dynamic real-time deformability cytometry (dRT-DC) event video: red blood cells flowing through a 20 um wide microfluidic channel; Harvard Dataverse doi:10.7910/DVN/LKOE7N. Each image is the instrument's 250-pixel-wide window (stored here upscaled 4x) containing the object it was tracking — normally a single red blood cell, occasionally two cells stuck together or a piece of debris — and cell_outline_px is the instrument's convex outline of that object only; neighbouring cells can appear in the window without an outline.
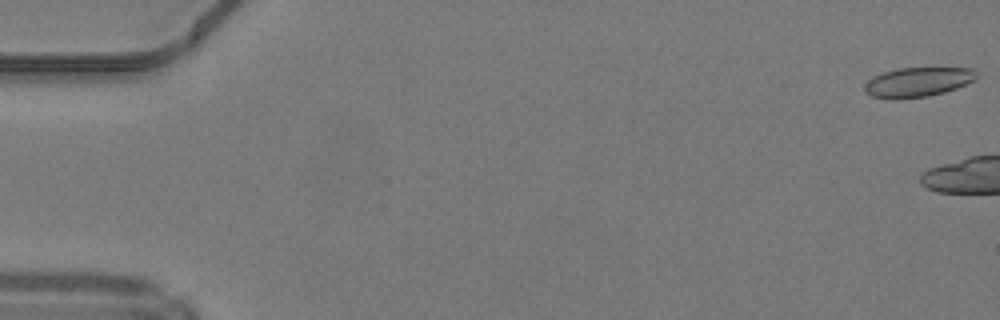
{"species": "common noctule bat (a hibernating species)", "species_latin": "Nyctalus noctula", "temperature_condition": "warm", "stored_images_in_passage": 5, "camera_frame_rate_fps": 3000, "um_per_image_px": 0.085, "animal": {"sex": "male", "body_mass_g": 19.2, "forearm_length_mm": 51.8}, "frame": {"image": 1, "passage_image": 1, "time_ms": 0.0, "image_size_px": [1000, 320], "cell_outline_px": [[976, 80], [956, 88], [944, 92], [928, 96], [896, 100], [892, 100], [872, 96], [864, 92], [864, 84], [872, 76], [896, 68], [932, 64], [972, 68], [976, 72]], "centroid_in_image_um": [78.04, 6.92], "position_along_channel_um": 7.0, "area_um2": 20.58}}